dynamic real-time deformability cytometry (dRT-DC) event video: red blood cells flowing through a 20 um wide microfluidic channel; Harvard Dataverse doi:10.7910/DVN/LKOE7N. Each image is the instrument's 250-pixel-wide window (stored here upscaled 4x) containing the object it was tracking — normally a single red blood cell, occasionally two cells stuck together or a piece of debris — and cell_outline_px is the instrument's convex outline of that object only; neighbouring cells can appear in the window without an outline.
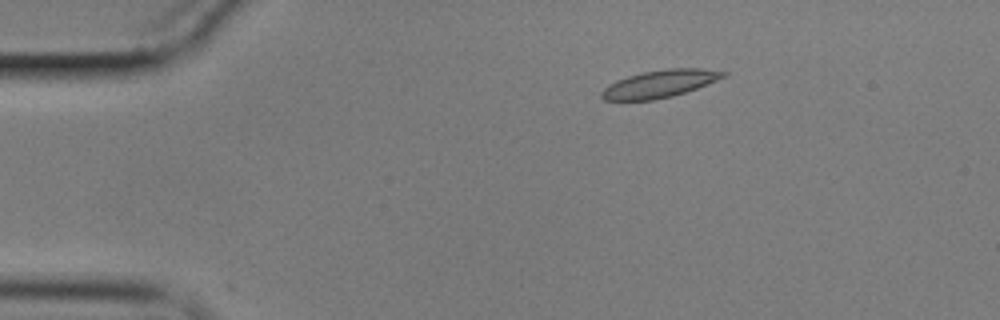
{"species": "common noctule bat (a hibernating species)", "species_latin": "Nyctalus noctula", "temperature_condition": "cold", "stored_images_in_passage": 34, "camera_frame_rate_fps": 3000, "um_per_image_px": 0.085, "animal": {"sex": "male", "body_mass_g": 17.9}, "frame": {"image": 1, "passage_image": 1, "time_ms": 0.0, "image_size_px": [1000, 320], "cell_outline_px": [[728, 76], [696, 88], [672, 96], [652, 100], [604, 100], [600, 96], [600, 92], [608, 84], [616, 80], [628, 76], [644, 72], [668, 68], [700, 68], [728, 72]], "centroid_in_image_um": [56.07, 7.12], "position_along_channel_um": 28.9, "area_um2": 19.42}}
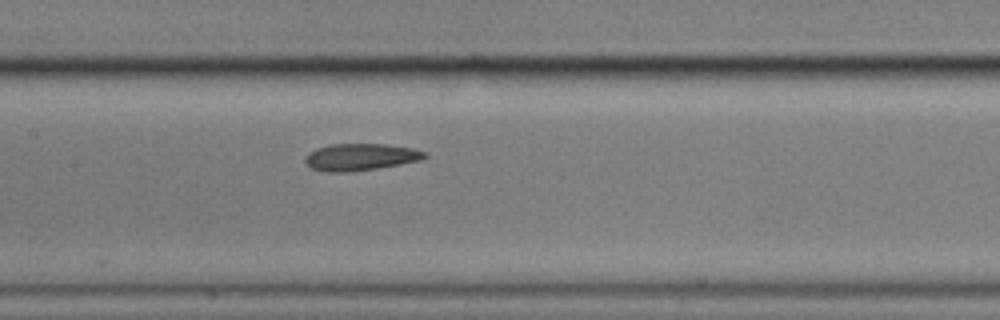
{"frame": {"image": 2, "passage_image": 19, "time_ms": 6.0, "image_size_px": [1000, 320], "cell_outline_px": [[428, 156], [420, 160], [400, 164], [352, 172], [328, 172], [308, 168], [304, 160], [304, 156], [308, 152], [316, 148], [332, 144], [384, 144], [412, 148], [428, 152]], "centroid_in_image_um": [30.6, 13.35], "position_along_channel_um": 176.8, "area_um2": 18.96}}
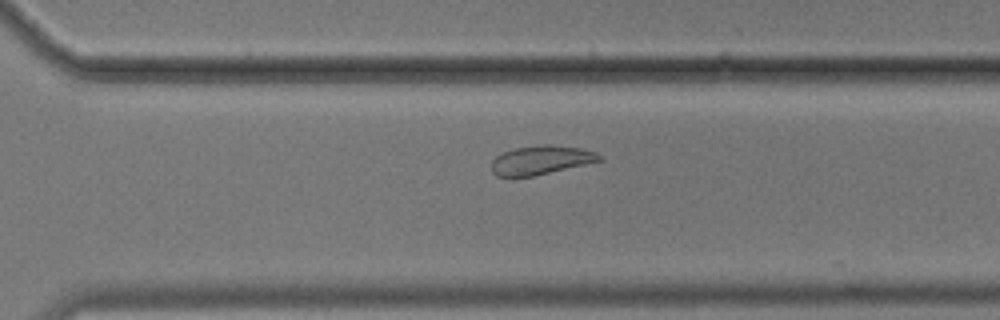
{"frame": {"image": 3, "passage_image": 32, "time_ms": 10.333, "image_size_px": [1000, 320], "cell_outline_px": [[604, 160], [532, 176], [496, 176], [492, 172], [492, 160], [496, 156], [504, 152], [516, 148], [540, 144], [552, 144], [580, 148], [596, 152]], "centroid_in_image_um": [45.99, 13.59], "position_along_channel_um": 324.6, "area_um2": 18.03}}